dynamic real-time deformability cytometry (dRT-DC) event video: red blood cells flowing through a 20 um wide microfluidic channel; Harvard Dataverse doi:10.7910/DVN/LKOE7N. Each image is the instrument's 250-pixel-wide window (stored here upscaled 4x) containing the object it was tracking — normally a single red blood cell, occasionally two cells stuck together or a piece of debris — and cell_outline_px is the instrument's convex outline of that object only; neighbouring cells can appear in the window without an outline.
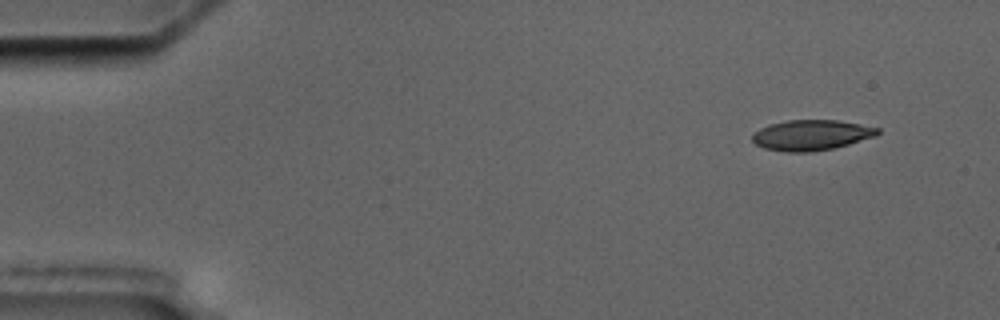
{"species": "common noctule bat (a hibernating species)", "species_latin": "Nyctalus noctula", "temperature_condition": "cold", "stored_images_in_passage": 6, "segment_of_instrument_passage": [2, 2], "camera_frame_rate_fps": 3000, "um_per_image_px": 0.085, "animal": {"sex": "male", "body_mass_g": 17.5, "forearm_length_mm": 52.3}, "frame": {"image": 1, "passage_image": 6, "time_ms": 6.0, "image_size_px": [1000, 320], "cell_outline_px": [[880, 132], [876, 136], [848, 144], [832, 148], [808, 152], [784, 152], [764, 148], [756, 144], [752, 140], [752, 132], [768, 124], [788, 120], [836, 120], [860, 124], [880, 128]], "centroid_in_image_um": [68.93, 11.48], "position_along_channel_um": 16.1, "area_um2": 22.25}}